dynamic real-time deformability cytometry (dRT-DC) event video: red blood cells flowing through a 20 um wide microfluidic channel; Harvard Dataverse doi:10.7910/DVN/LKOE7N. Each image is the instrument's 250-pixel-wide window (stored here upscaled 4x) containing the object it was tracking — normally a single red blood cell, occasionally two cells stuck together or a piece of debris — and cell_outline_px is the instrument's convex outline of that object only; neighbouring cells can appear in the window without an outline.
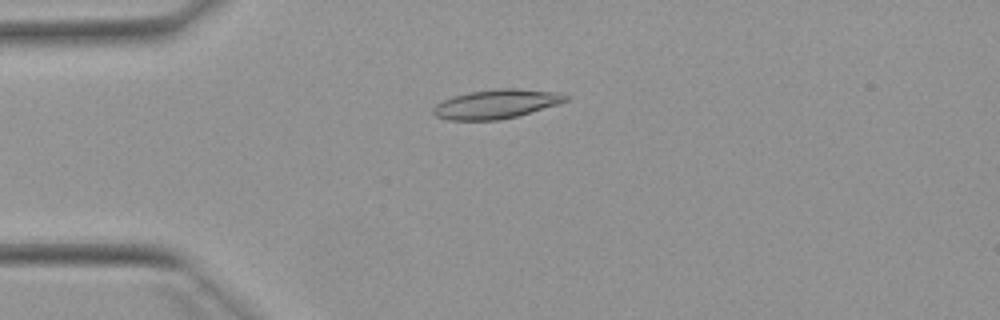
{"species": "Egyptian fruit bat (a non-hibernating species)", "species_latin": "Rousettus aegyptiacus", "temperature_condition": "warm", "stored_images_in_passage": 48, "camera_frame_rate_fps": 3000, "um_per_image_px": 0.085, "animal": {"sex": "female"}, "frame": {"image": 1, "passage_image": 9, "time_ms": 2.667, "image_size_px": [1000, 320], "cell_outline_px": [[572, 96], [568, 100], [556, 104], [516, 116], [500, 120], [448, 120], [436, 116], [432, 112], [432, 108], [436, 104], [452, 96], [468, 92], [500, 88], [516, 88], [560, 92]], "centroid_in_image_um": [42.18, 8.83], "position_along_channel_um": 42.8, "area_um2": 22.48}}
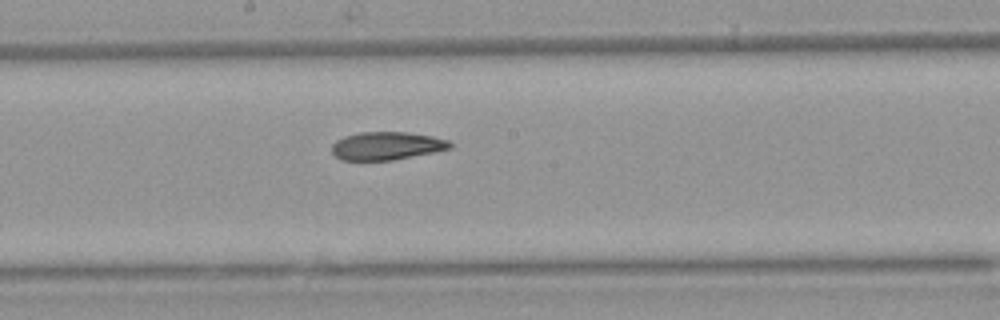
{"frame": {"image": 2, "passage_image": 24, "time_ms": 7.667, "image_size_px": [1000, 320], "cell_outline_px": [[452, 148], [436, 152], [392, 160], [340, 160], [332, 152], [332, 144], [336, 140], [344, 136], [360, 132], [408, 132], [432, 136], [448, 140], [452, 144]], "centroid_in_image_um": [32.87, 12.39], "position_along_channel_um": 215.3, "area_um2": 19.42}}
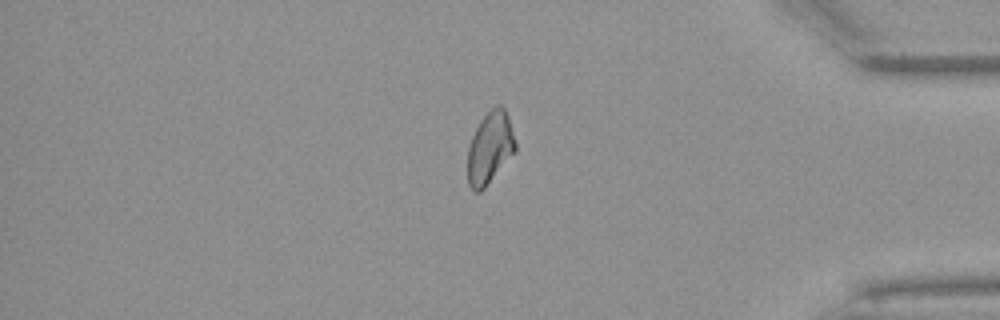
{"frame": {"image": 3, "passage_image": 40, "time_ms": 13.0, "image_size_px": [1000, 320], "cell_outline_px": [[516, 152], [484, 188], [480, 192], [476, 192], [468, 184], [468, 148], [472, 136], [480, 120], [496, 104], [500, 104], [504, 108], [508, 116], [516, 144]], "centroid_in_image_um": [41.65, 12.56], "position_along_channel_um": 393.5, "area_um2": 19.94}, "authors_computed_cell_mechanics": {"area_um2": 20.519, "velocity_mm_per_s": 3.8959, "shape_relaxation_time_tau1_ms": null, "shape_relaxation_time_tau2_ms": 4.4573, "deformation_change_tau1": null, "deformation_change_tau2": 0.1072}}